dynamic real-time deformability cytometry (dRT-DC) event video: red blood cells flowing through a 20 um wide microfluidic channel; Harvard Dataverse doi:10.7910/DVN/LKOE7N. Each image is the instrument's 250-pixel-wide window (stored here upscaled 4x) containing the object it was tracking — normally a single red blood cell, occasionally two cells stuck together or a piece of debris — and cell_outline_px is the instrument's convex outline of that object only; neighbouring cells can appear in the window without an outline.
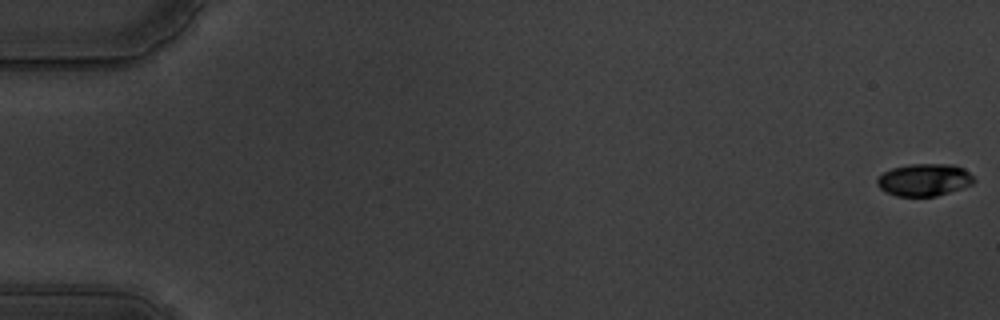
{"species": "common noctule bat (a hibernating species)", "species_latin": "Nyctalus noctula", "temperature_condition": "warm", "stored_images_in_passage": 59, "camera_frame_rate_fps": 3000, "um_per_image_px": 0.085, "animal": {"sex": "male", "body_mass_g": 19.5, "forearm_length_mm": 54.6}, "frame": {"image": 1, "passage_image": 1, "time_ms": 0.0, "image_size_px": [1000, 320], "cell_outline_px": [[976, 180], [972, 184], [936, 196], [896, 196], [884, 192], [876, 184], [876, 180], [884, 172], [892, 168], [908, 164], [956, 164], [964, 168]], "centroid_in_image_um": [78.55, 15.28], "position_along_channel_um": 6.5, "area_um2": 18.26}}
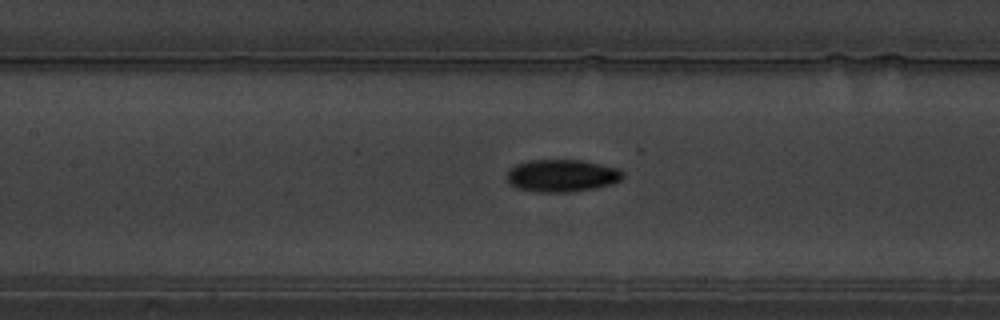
{"frame": {"image": 2, "passage_image": 28, "time_ms": 9.0, "image_size_px": [1000, 320], "cell_outline_px": [[624, 176], [620, 180], [612, 184], [596, 188], [572, 192], [536, 192], [516, 188], [508, 184], [508, 168], [516, 164], [528, 160], [580, 160], [620, 168], [624, 172]], "centroid_in_image_um": [47.76, 14.93], "position_along_channel_um": 159.6, "area_um2": 22.2}}
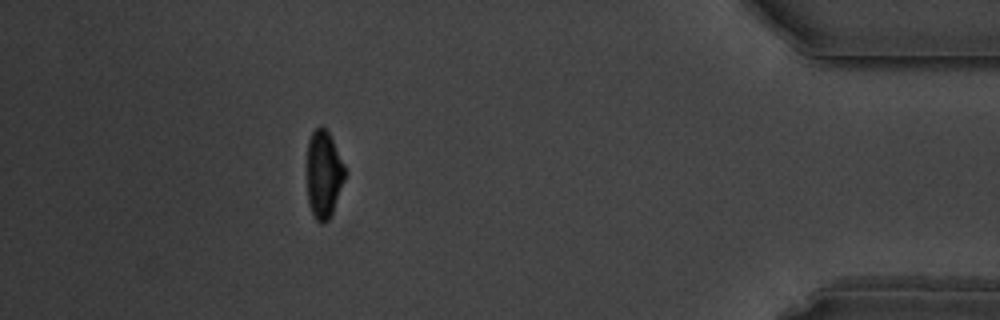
{"frame": {"image": 3, "passage_image": 53, "time_ms": 17.333, "image_size_px": [1000, 320], "cell_outline_px": [[348, 172], [332, 212], [328, 220], [320, 224], [316, 220], [308, 204], [308, 140], [312, 132], [320, 124], [328, 132]], "centroid_in_image_um": [27.53, 14.82], "position_along_channel_um": 407.7, "area_um2": 19.25}, "authors_computed_cell_mechanics": {"area_um2": 20.1722, "velocity_mm_per_s": 3.5445, "shape_relaxation_time_tau1_ms": 2.8972, "shape_relaxation_time_tau2_ms": 4.0619, "deformation_change_tau1": 0.1412, "deformation_change_tau2": 0.0911}}